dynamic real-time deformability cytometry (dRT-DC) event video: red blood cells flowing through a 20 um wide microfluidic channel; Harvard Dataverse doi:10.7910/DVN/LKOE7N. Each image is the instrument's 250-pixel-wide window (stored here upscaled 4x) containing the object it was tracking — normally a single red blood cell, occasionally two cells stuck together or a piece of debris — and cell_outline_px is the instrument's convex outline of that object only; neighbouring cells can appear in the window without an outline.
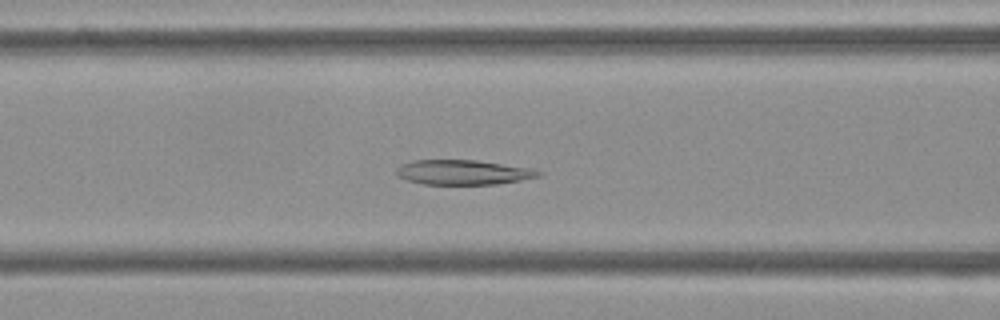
{"species": "Egyptian fruit bat (a non-hibernating species)", "species_latin": "Rousettus aegyptiacus", "temperature_condition": "cold", "stored_images_in_passage": 54, "camera_frame_rate_fps": 3000, "um_per_image_px": 0.085, "frame": {"image": 1, "passage_image": 22, "time_ms": 7.0, "image_size_px": [1000, 320], "cell_outline_px": [[544, 172], [540, 176], [520, 180], [496, 184], [424, 184], [408, 180], [396, 176], [396, 168], [400, 164], [412, 160], [476, 160], [536, 168]], "centroid_in_image_um": [39.39, 14.63], "position_along_channel_um": 127.2, "area_um2": 20.75}}
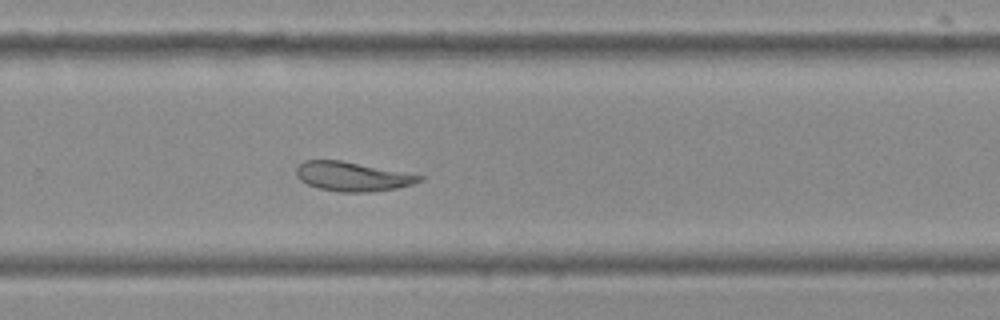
{"frame": {"image": 2, "passage_image": 36, "time_ms": 11.667, "image_size_px": [1000, 320], "cell_outline_px": [[424, 180], [412, 184], [396, 188], [372, 192], [340, 192], [320, 188], [308, 184], [300, 180], [296, 176], [296, 168], [304, 160], [340, 160], [424, 176]], "centroid_in_image_um": [29.94, 15.0], "position_along_channel_um": 299.9, "area_um2": 20.81}}
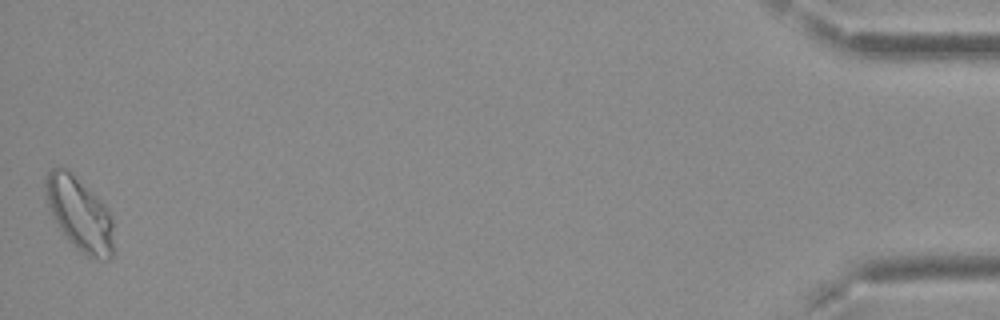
{"frame": {"image": 3, "passage_image": 54, "time_ms": 17.667, "image_size_px": [1000, 320], "cell_outline_px": [[116, 252], [108, 260], [104, 260], [88, 256], [72, 244], [64, 236], [52, 216], [44, 196], [44, 180], [48, 172], [52, 168], [64, 168], [96, 196], [104, 204], [112, 220]], "centroid_in_image_um": [6.77, 18.24], "position_along_channel_um": 428.4, "area_um2": 29.13}, "authors_computed_cell_mechanics": {"area_um2": 23.3512, "velocity_mm_per_s": 3.7132, "shape_relaxation_time_tau1_ms": 8.4705, "shape_relaxation_time_tau2_ms": 3.6956, "deformation_change_tau1": 0.187, "deformation_change_tau2": 0.0943}}